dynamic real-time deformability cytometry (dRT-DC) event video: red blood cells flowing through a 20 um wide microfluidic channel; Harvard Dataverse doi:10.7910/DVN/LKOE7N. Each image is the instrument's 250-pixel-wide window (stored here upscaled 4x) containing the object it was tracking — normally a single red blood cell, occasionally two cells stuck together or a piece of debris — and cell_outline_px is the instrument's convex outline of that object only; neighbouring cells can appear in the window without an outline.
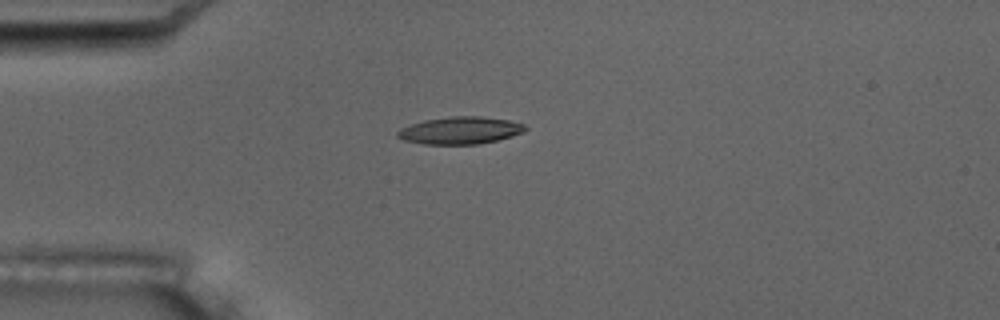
{"species": "common noctule bat (a hibernating species)", "species_latin": "Nyctalus noctula", "temperature_condition": "room temperature", "stored_images_in_passage": 5, "camera_frame_rate_fps": 3000, "um_per_image_px": 0.085, "animal": {"sex": "male", "body_mass_g": 17.5, "forearm_length_mm": 52.3}, "frame": {"image": 1, "passage_image": 4, "time_ms": 3.667, "image_size_px": [1000, 320], "cell_outline_px": [[528, 128], [524, 132], [512, 136], [496, 140], [476, 144], [424, 144], [404, 140], [396, 136], [396, 132], [400, 128], [424, 120], [452, 116], [480, 116], [508, 120], [524, 124]], "centroid_in_image_um": [39.11, 11.08], "position_along_channel_um": 45.9, "area_um2": 20.23}}